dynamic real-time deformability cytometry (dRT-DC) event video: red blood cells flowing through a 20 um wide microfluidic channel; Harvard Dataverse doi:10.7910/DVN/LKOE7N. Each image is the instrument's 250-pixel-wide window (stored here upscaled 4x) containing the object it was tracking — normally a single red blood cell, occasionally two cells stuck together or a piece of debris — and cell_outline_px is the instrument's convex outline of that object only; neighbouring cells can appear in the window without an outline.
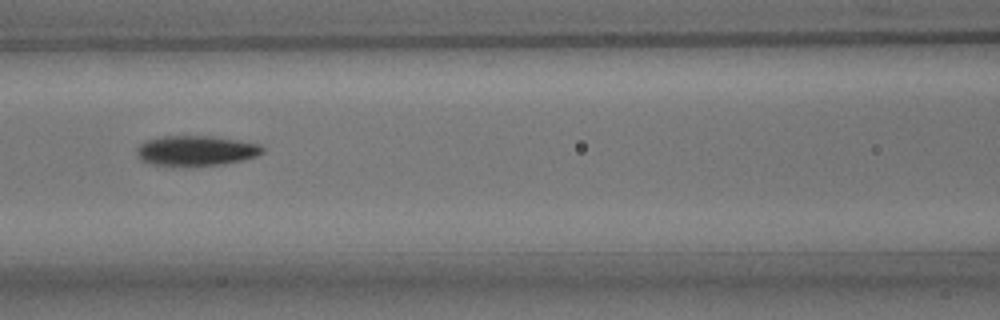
{"species": "common noctule bat (a hibernating species)", "species_latin": "Nyctalus noctula", "temperature_condition": "room temperature", "stored_images_in_passage": 8, "camera_frame_rate_fps": 3000, "um_per_image_px": 0.085, "animal": {"sex": "male", "body_mass_g": 15.6}, "frame": {"image": 1, "passage_image": 4, "time_ms": 1.0, "image_size_px": [1000, 320], "cell_outline_px": [[264, 152], [256, 156], [244, 160], [224, 164], [192, 168], [164, 168], [140, 160], [136, 156], [136, 148], [140, 144], [148, 140], [164, 136], [212, 136], [240, 140], [260, 144], [264, 148]], "centroid_in_image_um": [16.63, 12.86], "position_along_channel_um": 150.0, "area_um2": 23.18}}
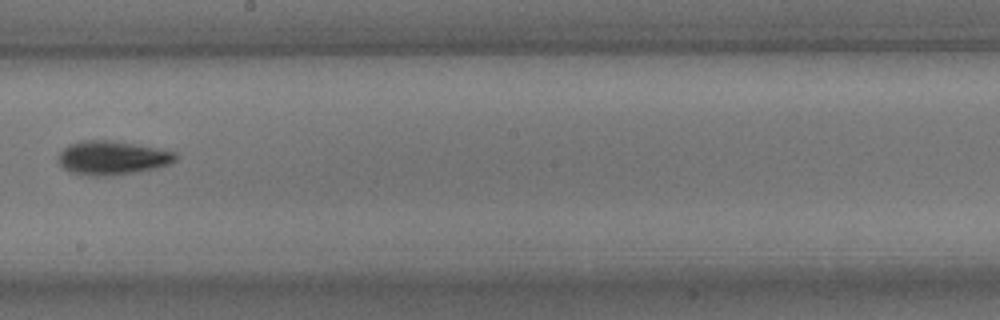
{"frame": {"image": 2, "passage_image": 6, "time_ms": 1.667, "image_size_px": [1000, 320], "cell_outline_px": [[176, 160], [172, 164], [140, 172], [108, 176], [88, 176], [72, 172], [64, 168], [56, 160], [60, 152], [64, 148], [72, 144], [84, 140], [112, 140], [156, 148], [176, 152]], "centroid_in_image_um": [9.56, 13.43], "position_along_channel_um": 238.6, "area_um2": 23.24}}
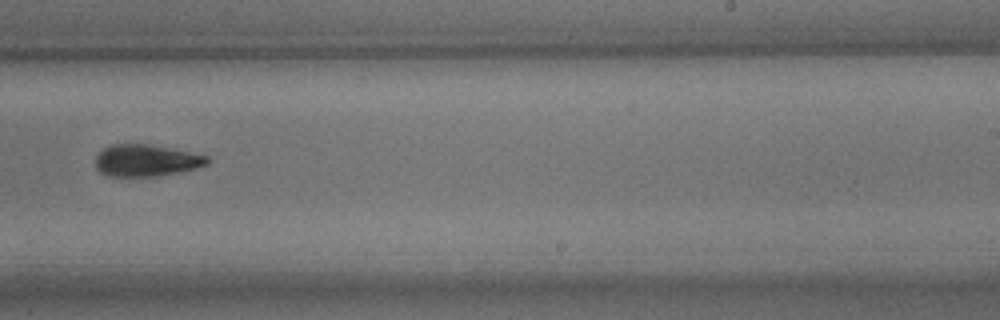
{"frame": {"image": 3, "passage_image": 7, "time_ms": 2.0, "image_size_px": [1000, 320], "cell_outline_px": [[212, 160], [208, 164], [196, 168], [156, 176], [108, 176], [100, 172], [96, 168], [96, 156], [104, 148], [112, 144], [144, 144], [188, 152], [208, 156]], "centroid_in_image_um": [12.41, 13.65], "position_along_channel_um": 276.6, "area_um2": 20.4}}